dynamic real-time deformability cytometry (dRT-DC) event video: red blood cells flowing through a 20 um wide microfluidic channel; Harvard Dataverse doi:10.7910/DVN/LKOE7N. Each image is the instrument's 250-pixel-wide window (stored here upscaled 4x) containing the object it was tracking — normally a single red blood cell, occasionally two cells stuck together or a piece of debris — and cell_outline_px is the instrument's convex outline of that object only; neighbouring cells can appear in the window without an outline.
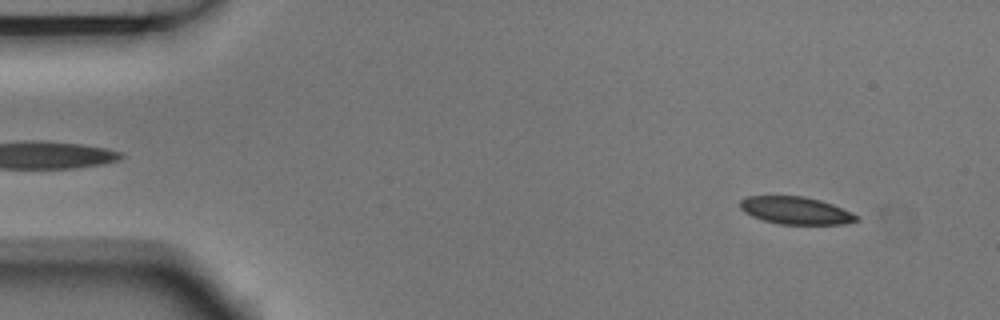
{"species": "Egyptian fruit bat (a non-hibernating species)", "species_latin": "Rousettus aegyptiacus", "temperature_condition": "room temperature", "stored_images_in_passage": 4, "camera_frame_rate_fps": 3000, "um_per_image_px": 0.085, "animal": {"sex": "male"}, "frame": {"image": 1, "passage_image": 1, "time_ms": 0.0, "image_size_px": [1000, 320], "cell_outline_px": [[860, 220], [844, 224], [780, 224], [764, 220], [752, 216], [744, 212], [740, 208], [740, 200], [748, 196], [804, 196], [820, 200], [832, 204], [852, 212], [860, 216]], "centroid_in_image_um": [67.67, 17.89], "position_along_channel_um": 17.3, "area_um2": 18.67}}
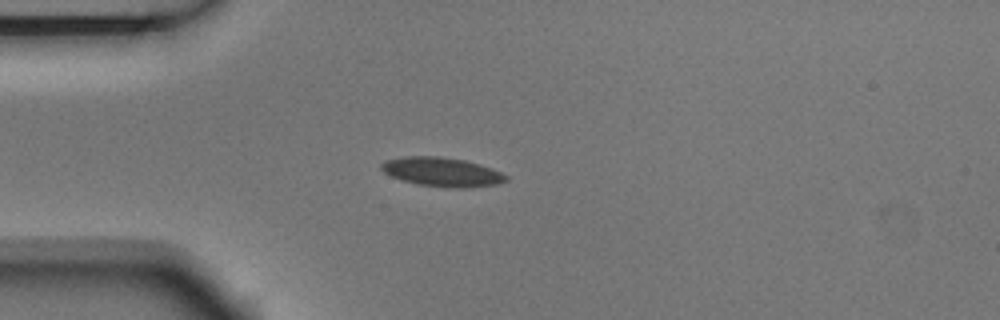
{"frame": {"image": 2, "passage_image": 3, "time_ms": 0.667, "image_size_px": [1000, 320], "cell_outline_px": [[508, 180], [496, 184], [464, 188], [456, 188], [416, 184], [392, 176], [384, 172], [380, 168], [380, 164], [384, 160], [404, 156], [440, 156], [464, 160], [480, 164], [492, 168], [508, 176]], "centroid_in_image_um": [37.56, 14.6], "position_along_channel_um": 47.4, "area_um2": 21.1}}